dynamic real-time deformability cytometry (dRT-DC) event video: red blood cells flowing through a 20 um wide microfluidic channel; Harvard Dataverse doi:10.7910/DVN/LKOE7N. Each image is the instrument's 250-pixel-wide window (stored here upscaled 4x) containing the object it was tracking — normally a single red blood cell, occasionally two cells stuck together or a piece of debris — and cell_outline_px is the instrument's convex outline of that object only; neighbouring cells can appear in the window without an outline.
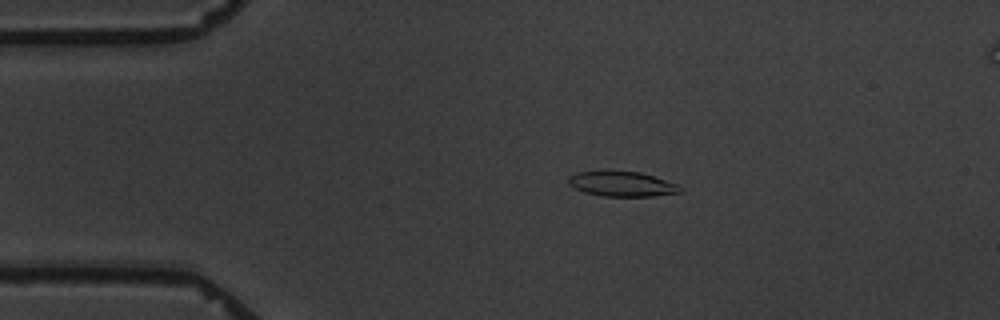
{"species": "common noctule bat (a hibernating species)", "species_latin": "Nyctalus noctula", "temperature_condition": "warm", "stored_images_in_passage": 7, "camera_frame_rate_fps": 3000, "um_per_image_px": 0.085, "animal": {"sex": "male", "body_mass_g": 19.5, "forearm_length_mm": 54.6}, "frame": {"image": 1, "passage_image": 3, "time_ms": 2.333, "image_size_px": [1000, 320], "cell_outline_px": [[684, 188], [680, 192], [652, 196], [600, 196], [584, 192], [568, 184], [568, 176], [576, 172], [640, 172], [680, 184]], "centroid_in_image_um": [52.9, 15.65], "position_along_channel_um": 32.1, "area_um2": 16.13}}
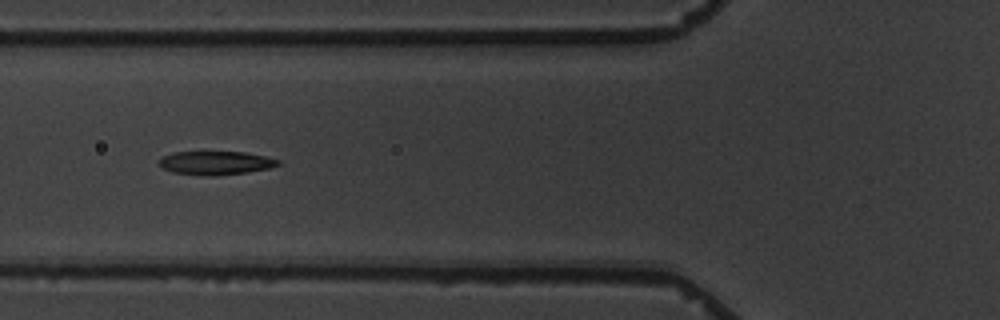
{"frame": {"image": 2, "passage_image": 6, "time_ms": 5.667, "image_size_px": [1000, 320], "cell_outline_px": [[280, 164], [268, 168], [248, 172], [212, 176], [200, 176], [172, 172], [156, 164], [160, 156], [172, 152], [244, 152], [264, 156], [280, 160]], "centroid_in_image_um": [18.25, 13.85], "position_along_channel_um": 107.5, "area_um2": 16.53}}
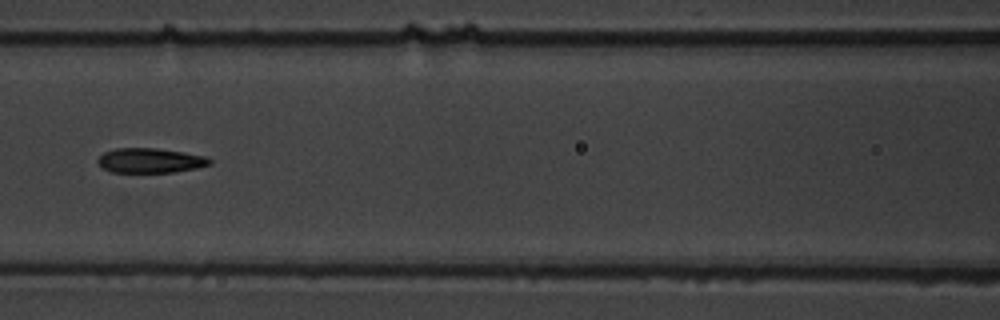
{"frame": {"image": 3, "passage_image": 7, "time_ms": 7.0, "image_size_px": [1000, 320], "cell_outline_px": [[212, 164], [196, 168], [172, 172], [112, 172], [100, 168], [96, 160], [104, 152], [116, 148], [156, 148], [184, 152], [208, 156], [212, 160]], "centroid_in_image_um": [12.77, 13.64], "position_along_channel_um": 153.8, "area_um2": 16.3}}